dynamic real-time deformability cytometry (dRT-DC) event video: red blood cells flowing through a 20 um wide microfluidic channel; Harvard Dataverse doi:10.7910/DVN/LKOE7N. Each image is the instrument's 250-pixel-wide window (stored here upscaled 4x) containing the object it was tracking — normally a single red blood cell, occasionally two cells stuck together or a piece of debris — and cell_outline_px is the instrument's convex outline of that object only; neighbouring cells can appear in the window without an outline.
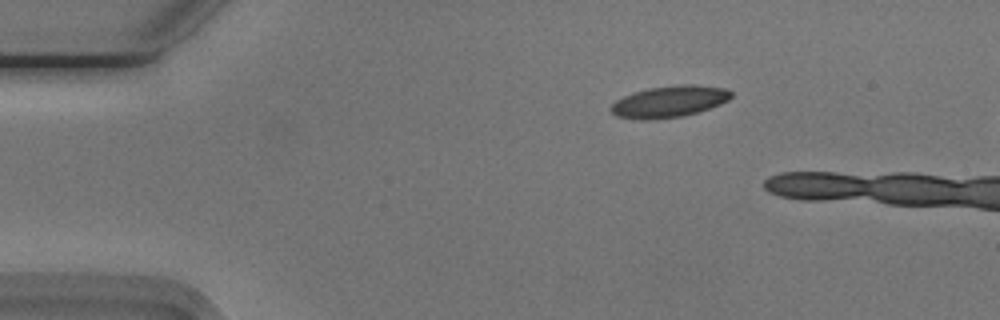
{"species": "Egyptian fruit bat (a non-hibernating species)", "species_latin": "Rousettus aegyptiacus", "temperature_condition": "cold", "stored_images_in_passage": 5, "camera_frame_rate_fps": 3000, "um_per_image_px": 0.085, "animal": {"sex": "male"}, "frame": {"image": 1, "passage_image": 1, "time_ms": 0.0, "image_size_px": [1000, 320], "cell_outline_px": [[732, 96], [728, 100], [720, 104], [696, 112], [680, 116], [656, 120], [640, 120], [616, 116], [608, 108], [616, 100], [632, 92], [648, 88], [684, 84], [692, 84], [724, 88], [732, 92]], "centroid_in_image_um": [56.84, 8.63], "position_along_channel_um": 28.2, "area_um2": 22.08}}